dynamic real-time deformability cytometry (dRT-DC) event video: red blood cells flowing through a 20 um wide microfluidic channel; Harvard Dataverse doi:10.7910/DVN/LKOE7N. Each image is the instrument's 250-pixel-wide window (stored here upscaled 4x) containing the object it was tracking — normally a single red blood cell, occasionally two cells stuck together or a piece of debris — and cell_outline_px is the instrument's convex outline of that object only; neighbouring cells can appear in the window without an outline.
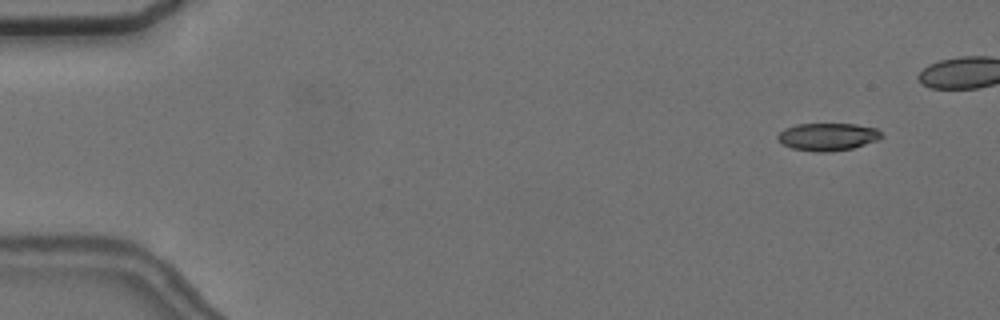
{"species": "common noctule bat (a hibernating species)", "species_latin": "Nyctalus noctula", "temperature_condition": "cold", "stored_images_in_passage": 7, "camera_frame_rate_fps": 3000, "um_per_image_px": 0.085, "animal": {"sex": "female", "body_mass_g": 24.6, "forearm_length_mm": 56.2}, "frame": {"image": 1, "passage_image": 2, "time_ms": 1.0, "image_size_px": [1000, 320], "cell_outline_px": [[884, 136], [880, 140], [852, 148], [828, 152], [820, 152], [792, 148], [784, 144], [776, 136], [784, 128], [796, 124], [856, 124], [876, 128]], "centroid_in_image_um": [70.39, 11.62], "position_along_channel_um": 14.6, "area_um2": 16.65}}